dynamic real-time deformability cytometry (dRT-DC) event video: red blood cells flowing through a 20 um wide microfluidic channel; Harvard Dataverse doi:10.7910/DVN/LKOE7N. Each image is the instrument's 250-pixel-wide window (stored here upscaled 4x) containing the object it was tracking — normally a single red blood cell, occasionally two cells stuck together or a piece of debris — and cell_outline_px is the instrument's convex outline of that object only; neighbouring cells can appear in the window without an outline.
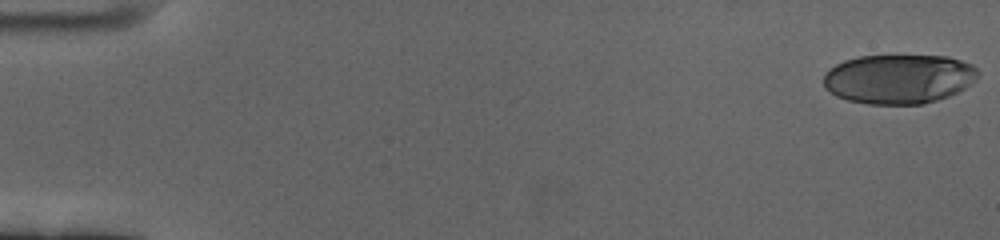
{"species": "human", "species_latin": "Homo sapiens", "temperature_condition": "cold", "stored_images_in_passage": 59, "camera_frame_rate_fps": 3000, "um_per_image_px": 0.085, "donor": {"sex": "female"}, "frame": {"image": 1, "passage_image": 1, "time_ms": 0.0, "image_size_px": [1000, 240], "cell_outline_px": [[980, 72], [976, 80], [964, 88], [948, 96], [924, 104], [868, 104], [848, 100], [836, 96], [824, 88], [824, 72], [836, 64], [844, 60], [860, 56], [948, 56], [972, 64]], "centroid_in_image_um": [76.39, 6.71], "position_along_channel_um": 8.6, "area_um2": 44.62}}
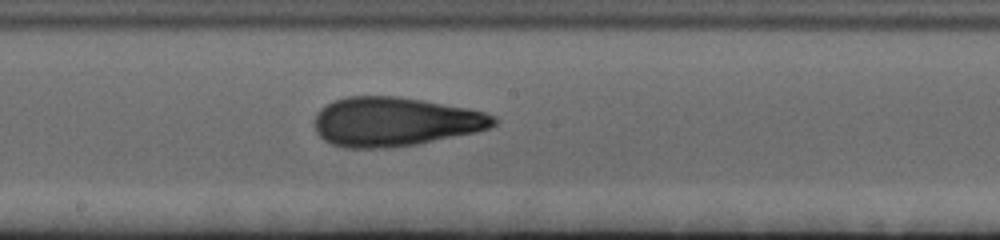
{"frame": {"image": 2, "passage_image": 33, "time_ms": 10.667, "image_size_px": [1000, 240], "cell_outline_px": [[496, 124], [488, 128], [476, 132], [416, 144], [384, 148], [344, 148], [332, 144], [324, 140], [316, 132], [316, 112], [320, 108], [332, 100], [348, 96], [396, 96], [420, 100], [464, 108], [484, 112], [496, 116]], "centroid_in_image_um": [33.52, 10.35], "position_along_channel_um": 214.7, "area_um2": 50.98}}
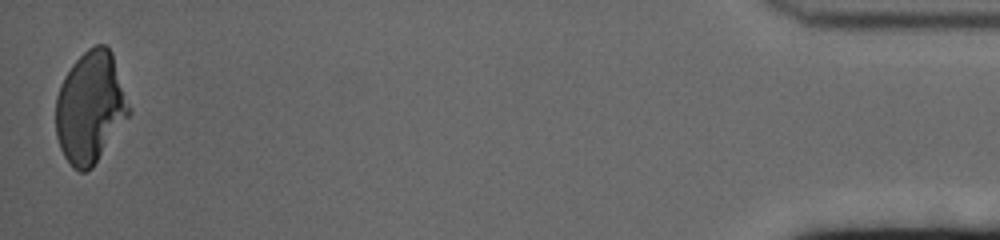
{"frame": {"image": 3, "passage_image": 59, "time_ms": 19.333, "image_size_px": [1000, 240], "cell_outline_px": [[132, 112], [92, 168], [84, 172], [80, 172], [72, 168], [64, 156], [60, 148], [56, 136], [56, 96], [60, 84], [64, 76], [72, 64], [88, 48], [96, 44], [104, 44], [112, 52], [132, 108]], "centroid_in_image_um": [7.69, 9.13], "position_along_channel_um": 427.5, "area_um2": 47.97}, "authors_computed_cell_mechanics": {"area_um2": 49.0144, "velocity_mm_per_s": 3.4188, "shape_relaxation_time_tau1_ms": 6.0041, "shape_relaxation_time_tau2_ms": 1.7091, "deformation_change_tau1": 0.2409, "deformation_change_tau2": 0.0984}}